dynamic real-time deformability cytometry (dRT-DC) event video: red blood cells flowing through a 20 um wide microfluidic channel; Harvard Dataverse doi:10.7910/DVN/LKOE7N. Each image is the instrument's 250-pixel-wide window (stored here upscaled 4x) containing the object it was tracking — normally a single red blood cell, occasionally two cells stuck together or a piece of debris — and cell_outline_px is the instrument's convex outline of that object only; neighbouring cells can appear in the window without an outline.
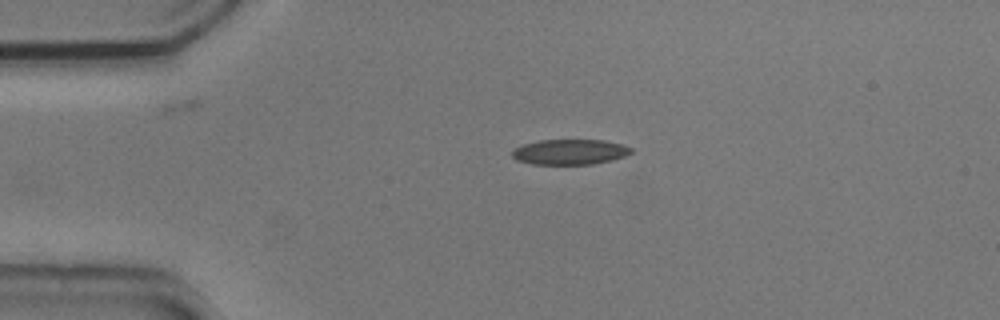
{"species": "common noctule bat (a hibernating species)", "species_latin": "Nyctalus noctula", "temperature_condition": "cold", "stored_images_in_passage": 22, "camera_frame_rate_fps": 3000, "um_per_image_px": 0.085, "animal": {"sex": "male", "body_mass_g": 20.5, "forearm_length_mm": 52.5}, "frame": {"image": 1, "passage_image": 1, "time_ms": 0.0, "image_size_px": [1000, 320], "cell_outline_px": [[632, 152], [624, 156], [612, 160], [592, 164], [532, 164], [516, 160], [512, 156], [512, 148], [524, 144], [540, 140], [604, 140], [624, 144], [632, 148]], "centroid_in_image_um": [48.43, 12.91], "position_along_channel_um": 36.6, "area_um2": 17.63}}
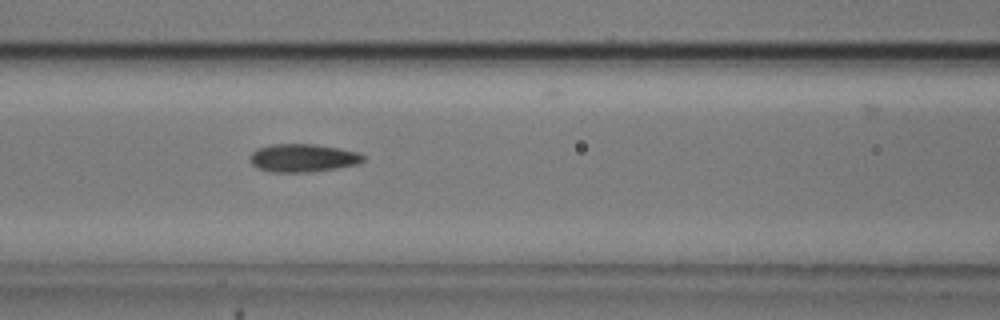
{"frame": {"image": 2, "passage_image": 12, "time_ms": 3.667, "image_size_px": [1000, 320], "cell_outline_px": [[364, 160], [360, 164], [336, 168], [308, 172], [272, 172], [256, 168], [248, 160], [248, 156], [256, 148], [272, 144], [316, 144], [340, 148], [360, 152], [364, 156]], "centroid_in_image_um": [25.73, 13.42], "position_along_channel_um": 140.9, "area_um2": 18.84}}
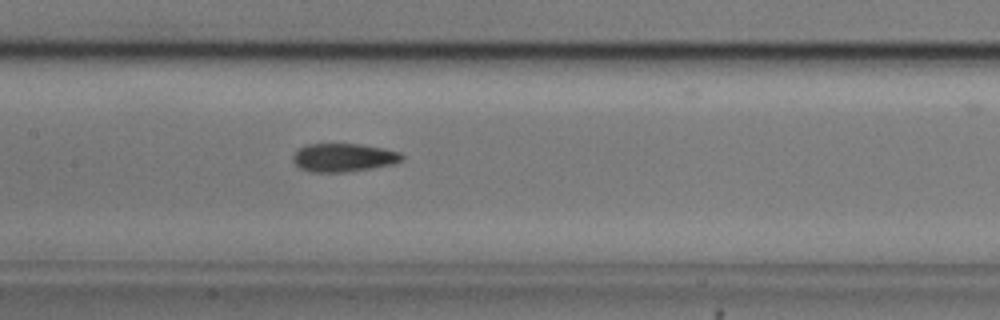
{"frame": {"image": 3, "passage_image": 15, "time_ms": 4.667, "image_size_px": [1000, 320], "cell_outline_px": [[404, 160], [396, 164], [372, 168], [344, 172], [308, 172], [300, 168], [292, 160], [292, 156], [300, 148], [308, 144], [360, 144], [384, 148], [400, 152], [404, 156]], "centroid_in_image_um": [29.24, 13.4], "position_along_channel_um": 178.2, "area_um2": 18.15}}